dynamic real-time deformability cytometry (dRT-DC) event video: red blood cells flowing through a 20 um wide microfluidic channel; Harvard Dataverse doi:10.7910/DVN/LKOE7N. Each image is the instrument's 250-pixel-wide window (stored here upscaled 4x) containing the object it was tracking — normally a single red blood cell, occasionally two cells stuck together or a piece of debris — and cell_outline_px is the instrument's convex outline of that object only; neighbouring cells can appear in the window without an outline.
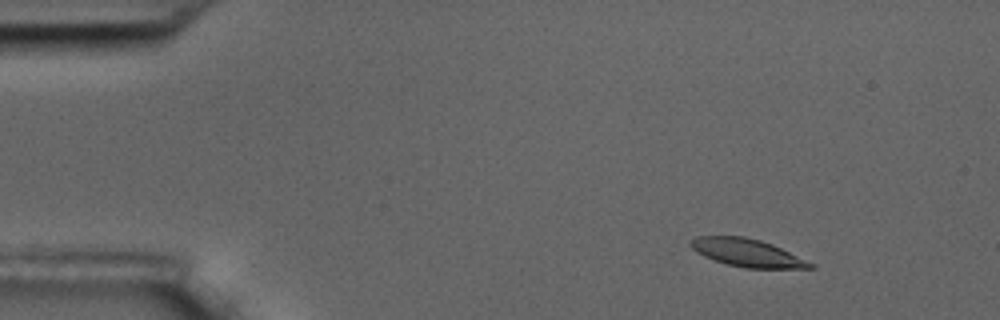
{"species": "common noctule bat (a hibernating species)", "species_latin": "Nyctalus noctula", "temperature_condition": "room temperature", "stored_images_in_passage": 5, "camera_frame_rate_fps": 3000, "um_per_image_px": 0.085, "animal": {"sex": "male", "body_mass_g": 17.5, "forearm_length_mm": 52.3}, "frame": {"image": 1, "passage_image": 2, "time_ms": 1.0, "image_size_px": [1000, 320], "cell_outline_px": [[816, 268], [744, 268], [728, 264], [704, 256], [696, 252], [688, 244], [688, 240], [696, 236], [744, 236], [760, 240], [772, 244], [816, 264]], "centroid_in_image_um": [63.5, 21.48], "position_along_channel_um": 21.5, "area_um2": 19.42}}
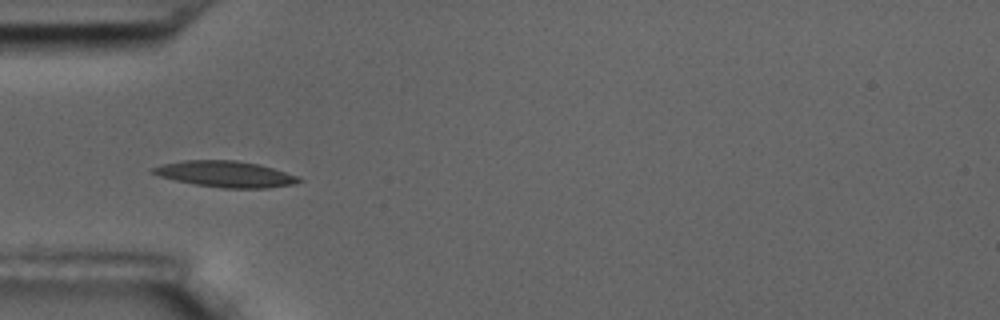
{"frame": {"image": 2, "passage_image": 5, "time_ms": 4.667, "image_size_px": [1000, 320], "cell_outline_px": [[304, 180], [296, 184], [268, 188], [224, 188], [192, 184], [160, 176], [152, 172], [148, 168], [160, 164], [184, 160], [236, 160], [260, 164], [296, 176]], "centroid_in_image_um": [19.14, 14.79], "position_along_channel_um": 65.9, "area_um2": 22.31}}